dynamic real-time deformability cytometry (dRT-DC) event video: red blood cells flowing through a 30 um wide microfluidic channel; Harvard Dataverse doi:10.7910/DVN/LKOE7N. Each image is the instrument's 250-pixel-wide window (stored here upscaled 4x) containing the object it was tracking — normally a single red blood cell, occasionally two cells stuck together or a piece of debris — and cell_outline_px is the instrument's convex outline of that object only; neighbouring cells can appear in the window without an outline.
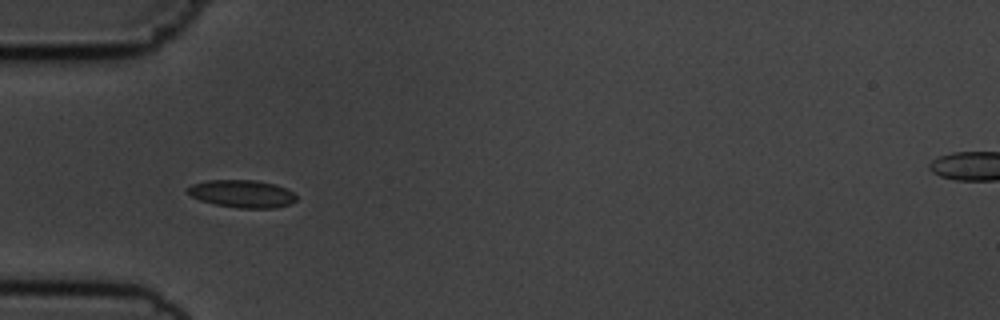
{"species": "common noctule bat (a hibernating species)", "species_latin": "Nyctalus noctula", "temperature_condition": "cold", "stored_images_in_passage": 7, "camera_frame_rate_fps": 3000, "um_per_image_px": 0.085, "animal": {"sex": "male", "body_mass_g": 19.5, "forearm_length_mm": 54.6}, "frame": {"image": 1, "passage_image": 1, "time_ms": 0.0, "image_size_px": [1000, 320], "cell_outline_px": [[296, 200], [292, 204], [276, 208], [240, 208], [216, 204], [200, 200], [192, 196], [188, 192], [188, 188], [192, 184], [208, 180], [256, 180], [276, 184], [292, 192], [296, 196]], "centroid_in_image_um": [20.61, 16.47], "position_along_channel_um": 64.4, "area_um2": 17.4}}
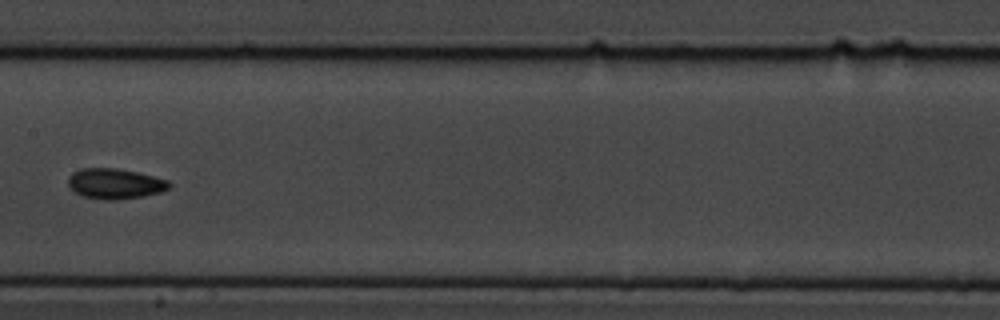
{"frame": {"image": 2, "passage_image": 4, "time_ms": 3.667, "image_size_px": [1000, 320], "cell_outline_px": [[172, 184], [168, 188], [160, 192], [144, 196], [116, 200], [104, 200], [84, 196], [76, 192], [68, 184], [68, 176], [72, 172], [80, 168], [116, 168], [136, 172], [168, 180]], "centroid_in_image_um": [9.76, 15.61], "position_along_channel_um": 197.6, "area_um2": 17.8}}
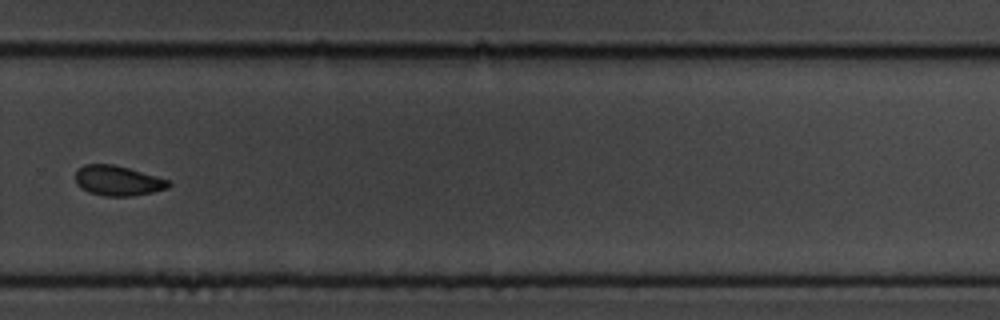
{"frame": {"image": 3, "passage_image": 7, "time_ms": 7.0, "image_size_px": [1000, 320], "cell_outline_px": [[172, 184], [168, 188], [152, 192], [132, 196], [104, 196], [88, 192], [80, 188], [76, 184], [76, 172], [84, 164], [112, 164], [128, 168], [172, 180]], "centroid_in_image_um": [10.04, 15.36], "position_along_channel_um": 319.8, "area_um2": 16.42}}